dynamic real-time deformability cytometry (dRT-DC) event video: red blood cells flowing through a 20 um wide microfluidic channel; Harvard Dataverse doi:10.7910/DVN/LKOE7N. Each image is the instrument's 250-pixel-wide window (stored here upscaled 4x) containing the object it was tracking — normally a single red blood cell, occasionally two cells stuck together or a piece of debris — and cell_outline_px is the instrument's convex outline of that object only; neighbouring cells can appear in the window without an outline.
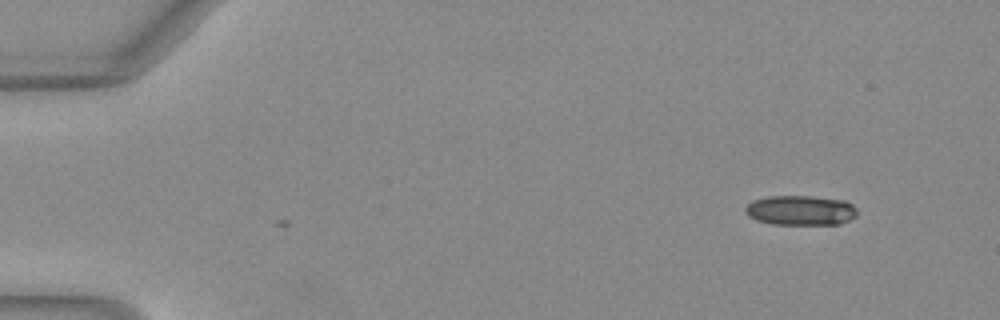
{"species": "Egyptian fruit bat (a non-hibernating species)", "species_latin": "Rousettus aegyptiacus", "temperature_condition": "warm", "stored_images_in_passage": 2, "camera_frame_rate_fps": 3000, "um_per_image_px": 0.085, "animal": {"sex": "female"}, "frame": {"image": 1, "passage_image": 1, "time_ms": 0.0, "image_size_px": [1000, 320], "cell_outline_px": [[856, 216], [840, 224], [772, 224], [756, 220], [748, 216], [744, 212], [744, 208], [752, 200], [764, 196], [812, 196], [844, 200], [852, 204], [856, 208]], "centroid_in_image_um": [68.01, 17.87], "position_along_channel_um": 17.0, "area_um2": 19.59}}